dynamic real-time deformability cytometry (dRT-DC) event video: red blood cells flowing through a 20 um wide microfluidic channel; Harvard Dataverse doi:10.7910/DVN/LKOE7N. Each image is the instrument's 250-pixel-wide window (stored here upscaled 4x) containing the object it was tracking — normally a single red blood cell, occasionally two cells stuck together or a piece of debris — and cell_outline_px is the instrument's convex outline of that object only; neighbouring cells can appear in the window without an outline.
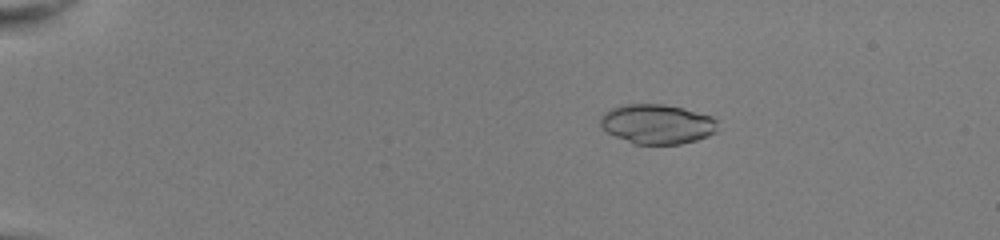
{"species": "common noctule bat (a hibernating species)", "species_latin": "Nyctalus noctula", "temperature_condition": "room temperature", "stored_images_in_passage": 53, "camera_frame_rate_fps": 3000, "um_per_image_px": 0.085, "animal": {"sex": "female", "body_mass_g": 22.0, "forearm_length_mm": 56.7}, "frame": {"image": 1, "passage_image": 11, "time_ms": 3.333, "image_size_px": [1000, 240], "cell_outline_px": [[716, 132], [708, 136], [696, 140], [680, 144], [636, 144], [616, 136], [608, 132], [600, 124], [600, 116], [604, 112], [612, 108], [624, 104], [664, 104], [684, 108], [712, 116], [716, 120]], "centroid_in_image_um": [55.87, 10.53], "position_along_channel_um": 29.1, "area_um2": 26.99}}
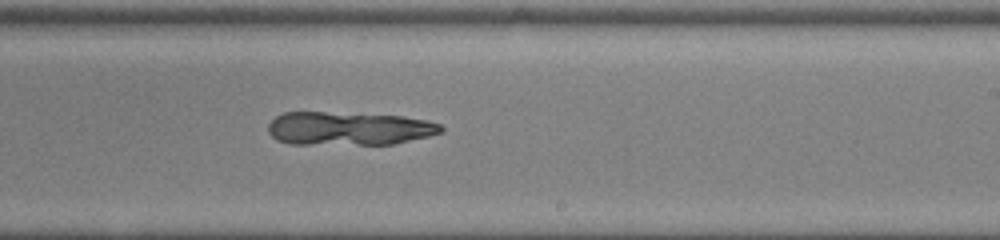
{"frame": {"image": 2, "passage_image": 35, "time_ms": 11.333, "image_size_px": [1000, 240], "cell_outline_px": [[444, 128], [440, 132], [428, 136], [392, 144], [288, 144], [276, 140], [268, 132], [268, 124], [276, 116], [284, 112], [324, 112], [400, 116], [428, 120], [440, 124]], "centroid_in_image_um": [29.6, 10.92], "position_along_channel_um": 259.4, "area_um2": 33.58}}